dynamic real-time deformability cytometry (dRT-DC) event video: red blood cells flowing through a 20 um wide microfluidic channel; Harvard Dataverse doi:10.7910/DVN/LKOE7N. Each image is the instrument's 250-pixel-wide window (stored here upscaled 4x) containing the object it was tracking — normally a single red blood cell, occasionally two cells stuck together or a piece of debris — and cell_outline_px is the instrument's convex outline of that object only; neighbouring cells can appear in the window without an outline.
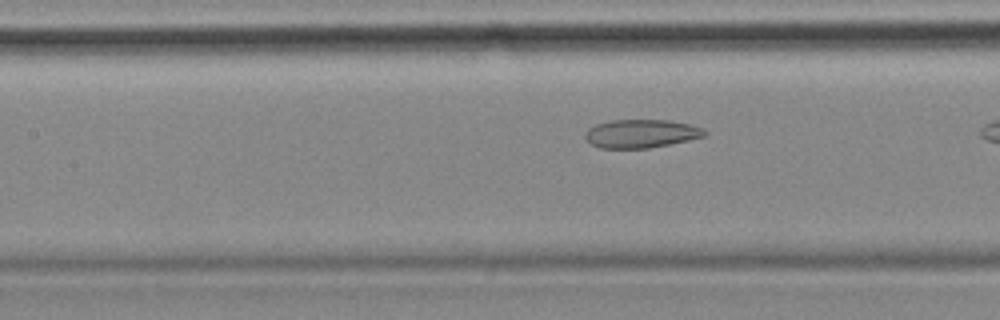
{"species": "common noctule bat (a hibernating species)", "species_latin": "Nyctalus noctula", "temperature_condition": "cold", "stored_images_in_passage": 32, "camera_frame_rate_fps": 3000, "um_per_image_px": 0.085, "animal": {"sex": "female", "body_mass_g": 18.4}, "frame": {"image": 1, "passage_image": 19, "time_ms": 6.0, "image_size_px": [1000, 320], "cell_outline_px": [[708, 132], [704, 136], [688, 140], [648, 148], [600, 148], [592, 144], [584, 136], [584, 132], [588, 128], [596, 124], [612, 120], [668, 120], [688, 124], [704, 128]], "centroid_in_image_um": [54.48, 11.35], "position_along_channel_um": 152.9, "area_um2": 19.65}}
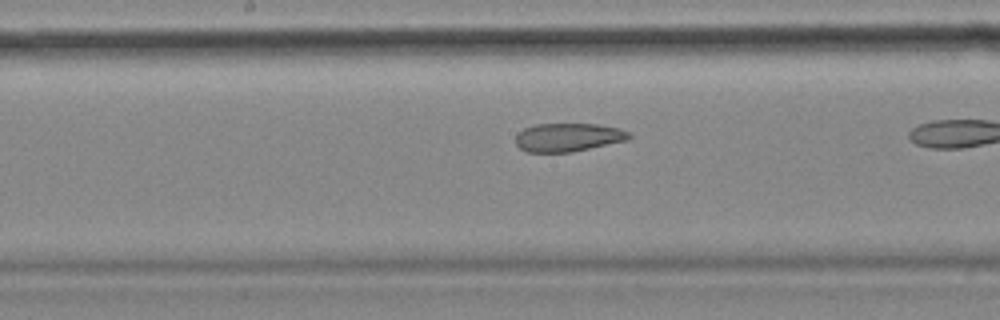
{"frame": {"image": 2, "passage_image": 23, "time_ms": 7.333, "image_size_px": [1000, 320], "cell_outline_px": [[632, 136], [628, 140], [572, 152], [528, 152], [520, 148], [516, 144], [516, 136], [524, 128], [536, 124], [600, 124], [620, 128], [628, 132]], "centroid_in_image_um": [48.32, 11.67], "position_along_channel_um": 199.9, "area_um2": 18.79}}